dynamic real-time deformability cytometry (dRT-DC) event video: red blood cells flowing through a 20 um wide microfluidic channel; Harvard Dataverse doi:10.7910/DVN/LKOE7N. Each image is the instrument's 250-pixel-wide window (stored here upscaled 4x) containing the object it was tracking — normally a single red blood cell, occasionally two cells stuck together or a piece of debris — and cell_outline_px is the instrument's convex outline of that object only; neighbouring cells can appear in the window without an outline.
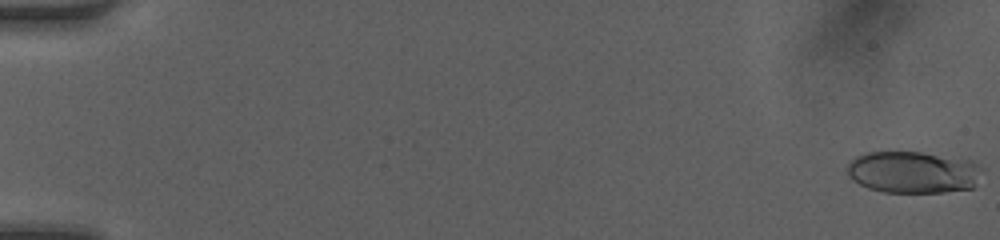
{"species": "human", "species_latin": "Homo sapiens", "temperature_condition": "room temperature", "stored_images_in_passage": 50, "camera_frame_rate_fps": 3000, "um_per_image_px": 0.085, "donor": {"sex": "female"}, "frame": {"image": 1, "passage_image": 1, "time_ms": 0.0, "image_size_px": [1000, 240], "cell_outline_px": [[984, 168], [972, 188], [944, 192], [884, 192], [868, 188], [860, 184], [848, 176], [848, 164], [856, 156], [868, 152], [920, 152], [972, 160]], "centroid_in_image_um": [77.64, 14.63], "position_along_channel_um": 7.4, "area_um2": 32.89}}
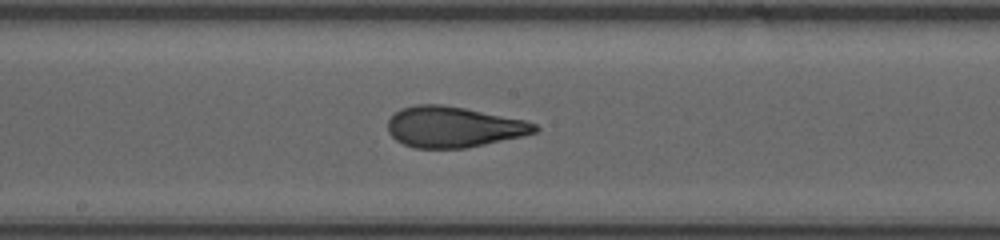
{"frame": {"image": 2, "passage_image": 28, "time_ms": 9.0, "image_size_px": [1000, 240], "cell_outline_px": [[540, 128], [536, 132], [520, 136], [468, 148], [416, 148], [404, 144], [396, 140], [388, 132], [388, 120], [400, 108], [416, 104], [440, 104], [464, 108], [524, 120], [536, 124]], "centroid_in_image_um": [38.52, 10.79], "position_along_channel_um": 209.7, "area_um2": 34.74}}
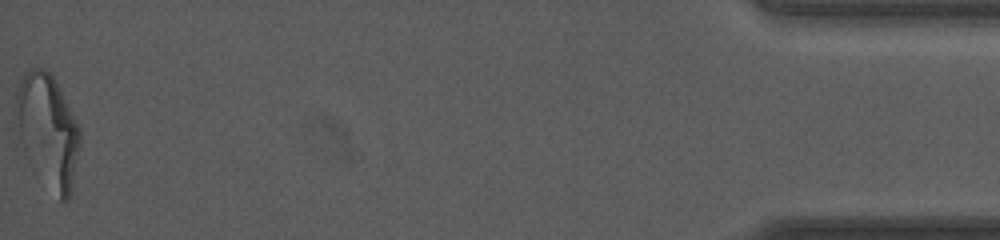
{"frame": {"image": 3, "passage_image": 50, "time_ms": 16.333, "image_size_px": [1000, 240], "cell_outline_px": [[80, 140], [68, 196], [60, 204], [28, 164], [24, 156], [20, 136], [16, 100], [16, 92], [20, 80], [28, 68], [44, 68], [52, 76], [72, 112], [80, 128]], "centroid_in_image_um": [4.04, 11.14], "position_along_channel_um": 431.2, "area_um2": 41.62}, "authors_computed_cell_mechanics": {"area_um2": 34.5355, "velocity_mm_per_s": 4.2408, "shape_relaxation_time_tau1_ms": 8.0035, "shape_relaxation_time_tau2_ms": 0.9413, "deformation_change_tau1": 0.2619, "deformation_change_tau2": 0.0856}}